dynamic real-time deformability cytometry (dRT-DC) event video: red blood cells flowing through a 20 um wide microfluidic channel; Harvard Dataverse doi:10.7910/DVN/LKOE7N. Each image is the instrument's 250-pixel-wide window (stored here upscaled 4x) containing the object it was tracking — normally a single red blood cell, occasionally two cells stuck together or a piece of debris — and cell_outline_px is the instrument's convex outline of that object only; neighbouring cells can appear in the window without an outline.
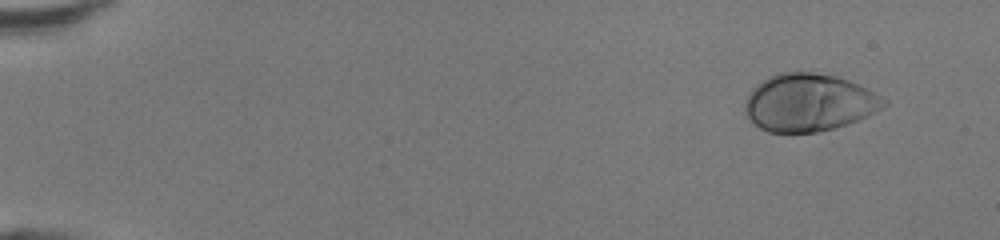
{"species": "human", "species_latin": "Homo sapiens", "temperature_condition": "room temperature", "stored_images_in_passage": 48, "camera_frame_rate_fps": 3000, "um_per_image_px": 0.085, "donor": {"sex": "female"}, "frame": {"image": 1, "passage_image": 4, "time_ms": 1.0, "image_size_px": [1000, 240], "cell_outline_px": [[888, 104], [868, 116], [836, 128], [816, 132], [792, 136], [768, 132], [760, 128], [744, 112], [744, 100], [752, 88], [756, 84], [768, 76], [776, 72], [812, 72], [836, 76], [848, 80], [888, 100]], "centroid_in_image_um": [68.7, 8.75], "position_along_channel_um": 16.3, "area_um2": 47.28}}
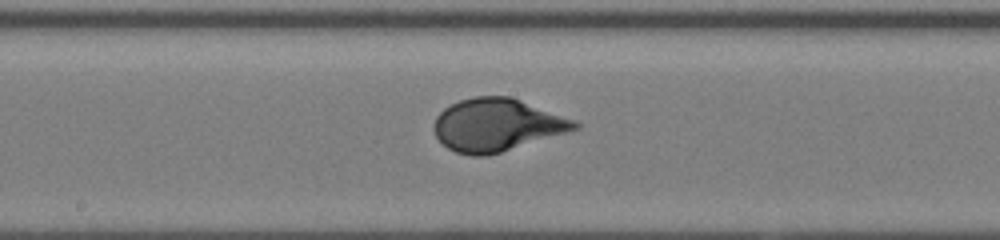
{"frame": {"image": 2, "passage_image": 27, "time_ms": 8.667, "image_size_px": [1000, 240], "cell_outline_px": [[580, 128], [568, 132], [488, 156], [472, 156], [456, 152], [448, 148], [436, 136], [432, 128], [432, 124], [436, 116], [444, 108], [460, 100], [476, 96], [512, 96], [576, 120], [580, 124]], "centroid_in_image_um": [42.24, 10.61], "position_along_channel_um": 206.0, "area_um2": 43.41}}
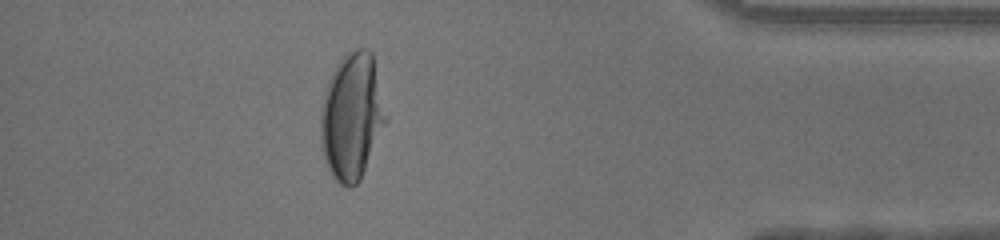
{"frame": {"image": 3, "passage_image": 43, "time_ms": 14.0, "image_size_px": [1000, 240], "cell_outline_px": [[388, 120], [360, 180], [352, 188], [348, 188], [340, 184], [332, 176], [328, 168], [324, 156], [320, 140], [320, 108], [324, 92], [328, 80], [336, 64], [352, 48], [368, 48], [372, 52], [388, 116]], "centroid_in_image_um": [29.91, 9.89], "position_along_channel_um": 405.3, "area_um2": 48.78}, "authors_computed_cell_mechanics": {"area_um2": 43.6968, "velocity_mm_per_s": 4.3455, "shape_relaxation_time_tau1_ms": 3.2536, "shape_relaxation_time_tau2_ms": null, "deformation_change_tau1": 0.1922, "deformation_change_tau2": null}}